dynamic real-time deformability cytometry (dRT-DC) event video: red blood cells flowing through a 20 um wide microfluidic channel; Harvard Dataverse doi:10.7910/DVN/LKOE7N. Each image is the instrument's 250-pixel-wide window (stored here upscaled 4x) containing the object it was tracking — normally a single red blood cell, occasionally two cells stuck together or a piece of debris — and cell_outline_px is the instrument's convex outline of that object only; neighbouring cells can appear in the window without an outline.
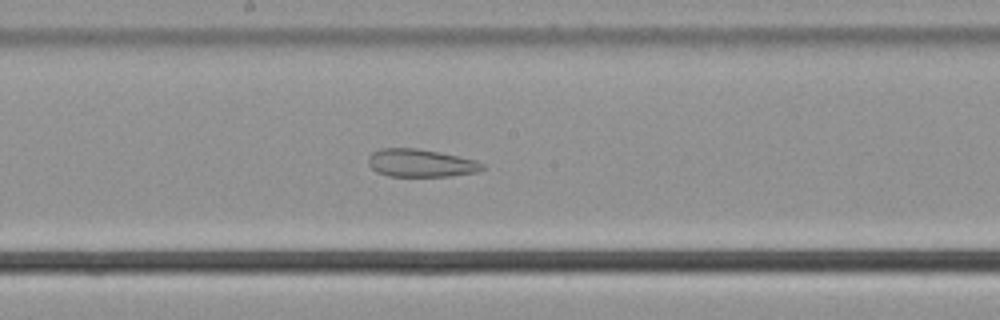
{"species": "common noctule bat (a hibernating species)", "species_latin": "Nyctalus noctula", "temperature_condition": "cold", "stored_images_in_passage": 44, "camera_frame_rate_fps": 3000, "um_per_image_px": 0.085, "animal": {"sex": "male", "body_mass_g": 21.5, "forearm_length_mm": 52.0}, "frame": {"image": 1, "passage_image": 22, "time_ms": 7.0, "image_size_px": [1000, 320], "cell_outline_px": [[484, 168], [480, 172], [452, 176], [388, 176], [376, 172], [368, 164], [368, 156], [372, 152], [380, 148], [416, 148], [440, 152], [476, 160], [484, 164]], "centroid_in_image_um": [35.77, 13.86], "position_along_channel_um": 212.4, "area_um2": 18.73}}
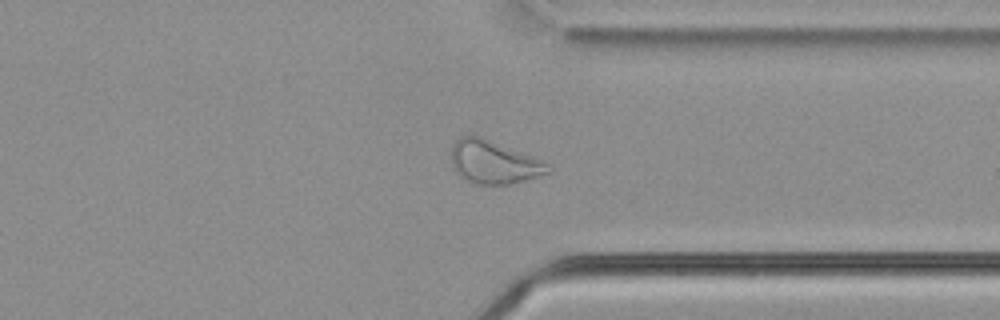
{"frame": {"image": 2, "passage_image": 35, "time_ms": 11.333, "image_size_px": [1000, 320], "cell_outline_px": [[552, 172], [524, 180], [508, 184], [476, 184], [464, 180], [456, 172], [452, 164], [452, 144], [460, 136], [476, 136], [532, 156], [540, 160]], "centroid_in_image_um": [41.91, 13.81], "position_along_channel_um": 369.5, "area_um2": 23.58}}
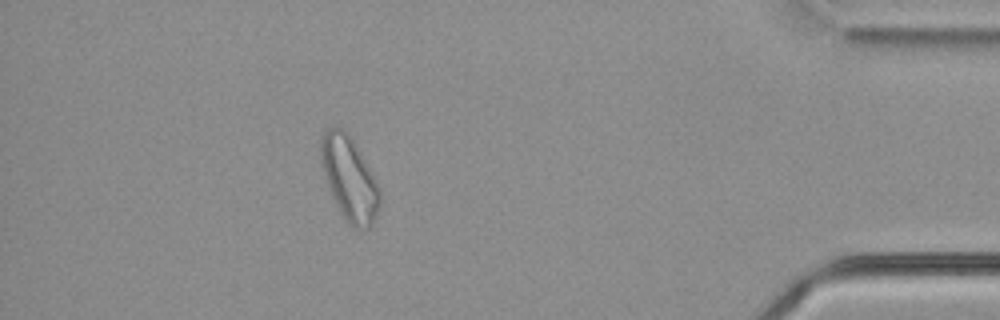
{"frame": {"image": 3, "passage_image": 42, "time_ms": 13.667, "image_size_px": [1000, 320], "cell_outline_px": [[380, 204], [376, 216], [372, 224], [368, 228], [360, 232], [352, 228], [344, 220], [332, 196], [324, 176], [320, 160], [320, 140], [324, 128], [336, 124], [344, 128], [352, 136], [376, 180], [380, 188]], "centroid_in_image_um": [29.68, 15.14], "position_along_channel_um": 405.5, "area_um2": 29.71}, "authors_computed_cell_mechanics": {"area_um2": 23.3223, "velocity_mm_per_s": 3.6346, "shape_relaxation_time_tau1_ms": null, "shape_relaxation_time_tau2_ms": 4.297, "deformation_change_tau1": null, "deformation_change_tau2": 0.1212}}